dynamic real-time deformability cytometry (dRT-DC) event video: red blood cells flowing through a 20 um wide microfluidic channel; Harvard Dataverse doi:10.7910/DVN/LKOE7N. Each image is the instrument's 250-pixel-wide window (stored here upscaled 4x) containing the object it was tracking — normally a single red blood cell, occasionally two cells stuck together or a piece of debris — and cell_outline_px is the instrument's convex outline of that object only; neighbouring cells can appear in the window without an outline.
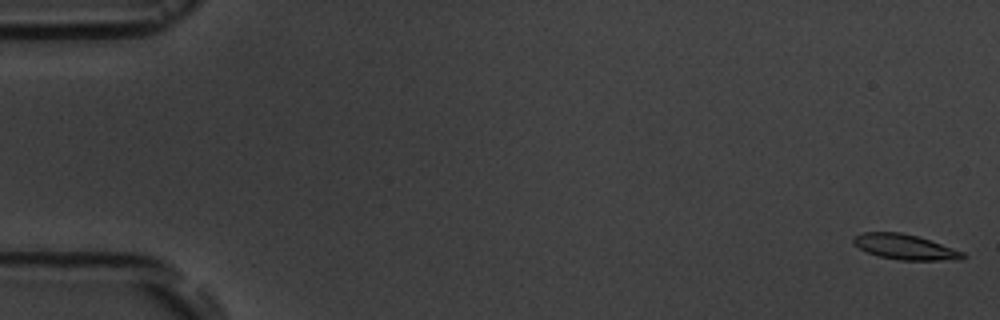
{"species": "common noctule bat (a hibernating species)", "species_latin": "Nyctalus noctula", "temperature_condition": "room temperature", "stored_images_in_passage": 10, "camera_frame_rate_fps": 3000, "um_per_image_px": 0.085, "animal": {"sex": "male", "body_mass_g": 19.5, "forearm_length_mm": 54.6}, "frame": {"image": 1, "passage_image": 1, "time_ms": 0.0, "image_size_px": [1000, 320], "cell_outline_px": [[968, 256], [964, 260], [900, 260], [880, 256], [868, 252], [860, 248], [852, 240], [856, 236], [864, 232], [900, 232], [916, 236], [964, 252]], "centroid_in_image_um": [76.99, 21.0], "position_along_channel_um": 8.0, "area_um2": 15.78}}
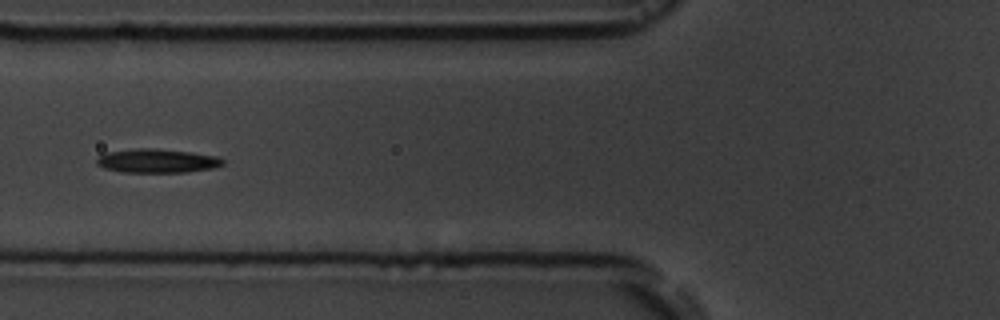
{"frame": {"image": 2, "passage_image": 7, "time_ms": 7.0, "image_size_px": [1000, 320], "cell_outline_px": [[224, 164], [216, 168], [188, 172], [120, 172], [104, 168], [96, 164], [96, 160], [104, 152], [136, 148], [152, 148], [192, 152], [216, 156], [224, 160]], "centroid_in_image_um": [13.36, 13.67], "position_along_channel_um": 112.4, "area_um2": 17.74}}
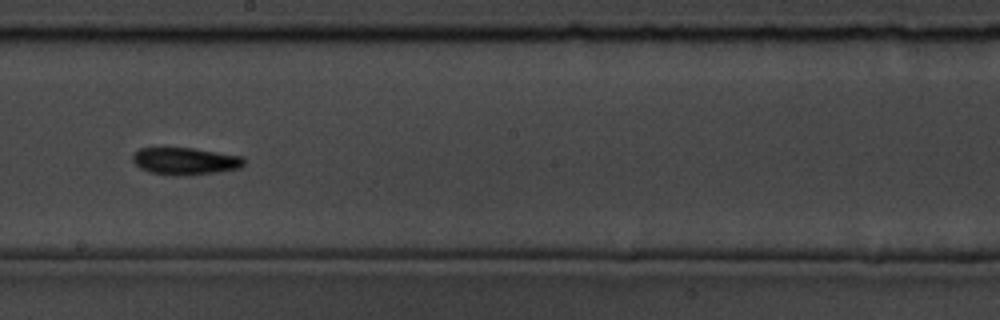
{"frame": {"image": 3, "passage_image": 10, "time_ms": 10.333, "image_size_px": [1000, 320], "cell_outline_px": [[244, 164], [240, 168], [216, 172], [180, 176], [152, 172], [140, 168], [132, 160], [132, 156], [140, 148], [192, 148], [244, 156]], "centroid_in_image_um": [15.77, 13.69], "position_along_channel_um": 232.4, "area_um2": 17.46}}